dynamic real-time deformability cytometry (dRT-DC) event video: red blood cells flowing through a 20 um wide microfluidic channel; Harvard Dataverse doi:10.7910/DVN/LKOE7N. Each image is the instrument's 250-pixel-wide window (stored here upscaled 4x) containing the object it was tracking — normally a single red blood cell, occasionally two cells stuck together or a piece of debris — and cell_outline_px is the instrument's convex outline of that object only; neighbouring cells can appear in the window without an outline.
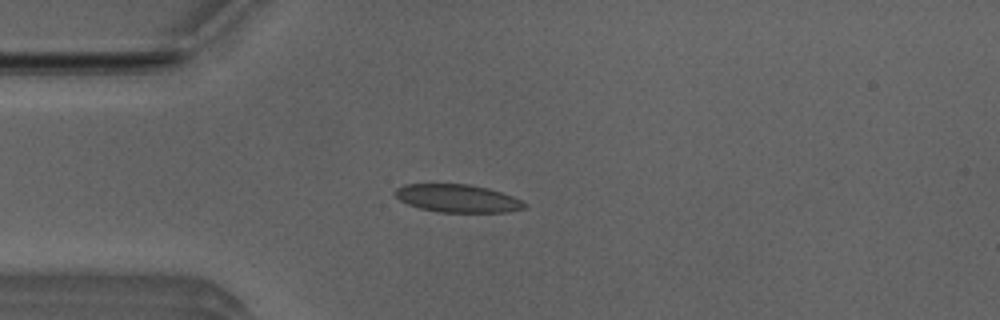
{"species": "Egyptian fruit bat (a non-hibernating species)", "species_latin": "Rousettus aegyptiacus", "temperature_condition": "room temperature", "stored_images_in_passage": 4, "camera_frame_rate_fps": 3000, "um_per_image_px": 0.085, "animal": {"sex": "male"}, "frame": {"image": 1, "passage_image": 4, "time_ms": 1.0, "image_size_px": [1000, 320], "cell_outline_px": [[528, 208], [508, 212], [436, 212], [420, 208], [408, 204], [400, 200], [392, 192], [396, 188], [404, 184], [468, 184], [488, 188], [512, 196], [528, 204]], "centroid_in_image_um": [38.89, 16.86], "position_along_channel_um": 46.1, "area_um2": 21.15}}